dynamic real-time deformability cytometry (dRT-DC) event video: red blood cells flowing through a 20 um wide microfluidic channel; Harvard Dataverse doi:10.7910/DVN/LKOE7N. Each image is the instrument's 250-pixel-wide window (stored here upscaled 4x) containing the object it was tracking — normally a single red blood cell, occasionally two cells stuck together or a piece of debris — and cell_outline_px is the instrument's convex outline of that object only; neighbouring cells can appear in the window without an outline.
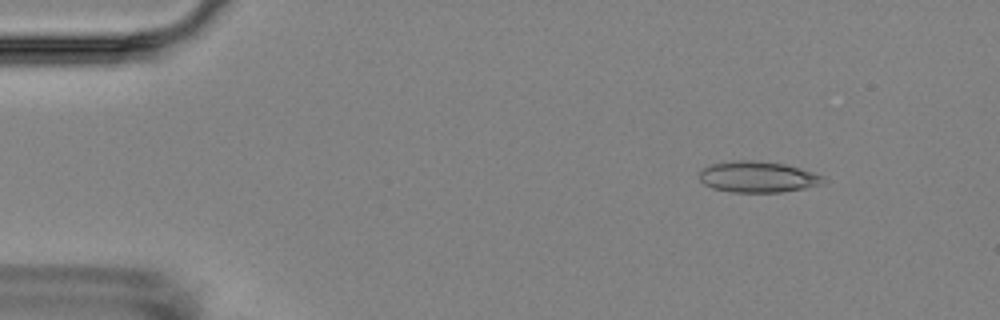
{"species": "Egyptian fruit bat (a non-hibernating species)", "species_latin": "Rousettus aegyptiacus", "temperature_condition": "room temperature", "stored_images_in_passage": 5, "camera_frame_rate_fps": 3000, "um_per_image_px": 0.085, "animal": {"sex": "female"}, "frame": {"image": 1, "passage_image": 2, "time_ms": 1.333, "image_size_px": [1000, 320], "cell_outline_px": [[828, 180], [824, 184], [804, 188], [780, 192], [732, 192], [712, 188], [704, 184], [700, 180], [700, 172], [704, 168], [712, 164], [736, 160], [752, 160], [784, 164], [800, 168], [824, 176]], "centroid_in_image_um": [64.45, 15.04], "position_along_channel_um": 20.5, "area_um2": 22.43}}